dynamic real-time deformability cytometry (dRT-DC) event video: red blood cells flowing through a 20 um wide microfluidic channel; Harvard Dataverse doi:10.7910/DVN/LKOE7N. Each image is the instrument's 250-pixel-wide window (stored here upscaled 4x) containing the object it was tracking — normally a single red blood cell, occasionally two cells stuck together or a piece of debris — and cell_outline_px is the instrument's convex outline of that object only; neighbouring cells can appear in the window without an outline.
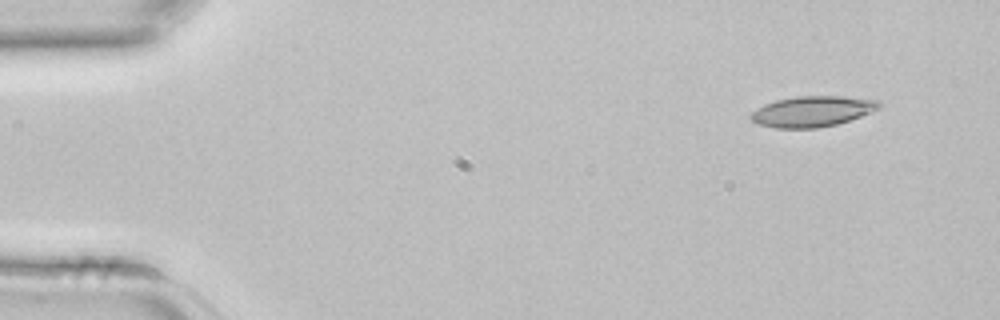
{"species": "common noctule bat (a hibernating species)", "species_latin": "Nyctalus noctula", "temperature_condition": "room temperature", "stored_images_in_passage": 3, "camera_frame_rate_fps": 3000, "um_per_image_px": 0.085, "animal": {"sex": "female", "body_mass_g": 22.7, "forearm_length_mm": 54.2}, "frame": {"image": 1, "passage_image": 1, "time_ms": 0.0, "image_size_px": [1000, 320], "cell_outline_px": [[880, 108], [848, 120], [836, 124], [816, 128], [776, 128], [756, 124], [748, 116], [752, 112], [764, 104], [776, 100], [796, 96], [844, 96], [880, 100]], "centroid_in_image_um": [69.01, 9.46], "position_along_channel_um": 16.0, "area_um2": 22.83}}
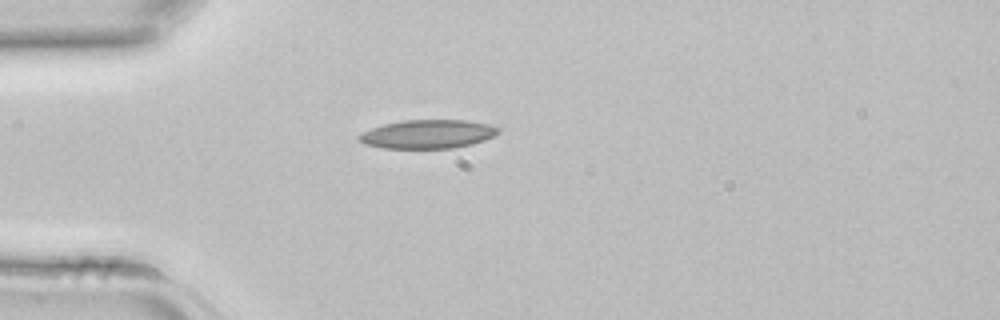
{"frame": {"image": 2, "passage_image": 3, "time_ms": 0.667, "image_size_px": [1000, 320], "cell_outline_px": [[500, 132], [484, 140], [472, 144], [452, 148], [384, 148], [364, 144], [356, 140], [356, 136], [360, 132], [384, 124], [404, 120], [464, 120], [488, 124], [500, 128]], "centroid_in_image_um": [36.31, 11.4], "position_along_channel_um": 48.7, "area_um2": 23.35}}